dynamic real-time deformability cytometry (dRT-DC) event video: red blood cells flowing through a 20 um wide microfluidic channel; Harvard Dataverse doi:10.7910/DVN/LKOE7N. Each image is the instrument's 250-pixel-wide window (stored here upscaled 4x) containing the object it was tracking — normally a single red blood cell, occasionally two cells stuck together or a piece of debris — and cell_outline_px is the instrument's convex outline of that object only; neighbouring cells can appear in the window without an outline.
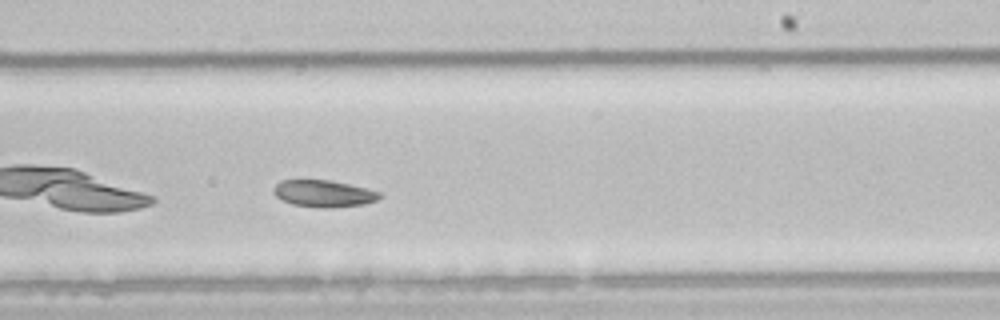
{"species": "common noctule bat (a hibernating species)", "species_latin": "Nyctalus noctula", "temperature_condition": "room temperature", "stored_images_in_passage": 35, "camera_frame_rate_fps": 3000, "um_per_image_px": 0.085, "animal": {"sex": "male", "body_mass_g": 21.5, "forearm_length_mm": 52.0}, "frame": {"image": 1, "passage_image": 16, "time_ms": 5.0, "image_size_px": [1000, 320], "cell_outline_px": [[380, 196], [376, 200], [364, 204], [328, 208], [320, 208], [292, 204], [276, 196], [272, 192], [272, 188], [280, 180], [328, 180], [348, 184], [380, 192]], "centroid_in_image_um": [27.46, 16.45], "position_along_channel_um": 261.5, "area_um2": 16.42}}
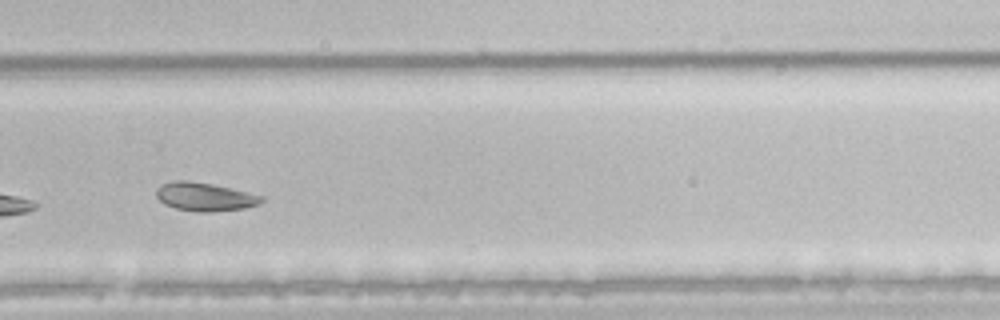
{"frame": {"image": 2, "passage_image": 20, "time_ms": 6.333, "image_size_px": [1000, 320], "cell_outline_px": [[264, 200], [260, 204], [244, 208], [212, 212], [196, 212], [176, 208], [164, 204], [156, 196], [156, 188], [172, 180], [188, 180], [212, 184], [248, 192], [264, 196]], "centroid_in_image_um": [17.41, 16.73], "position_along_channel_um": 312.4, "area_um2": 17.51}}